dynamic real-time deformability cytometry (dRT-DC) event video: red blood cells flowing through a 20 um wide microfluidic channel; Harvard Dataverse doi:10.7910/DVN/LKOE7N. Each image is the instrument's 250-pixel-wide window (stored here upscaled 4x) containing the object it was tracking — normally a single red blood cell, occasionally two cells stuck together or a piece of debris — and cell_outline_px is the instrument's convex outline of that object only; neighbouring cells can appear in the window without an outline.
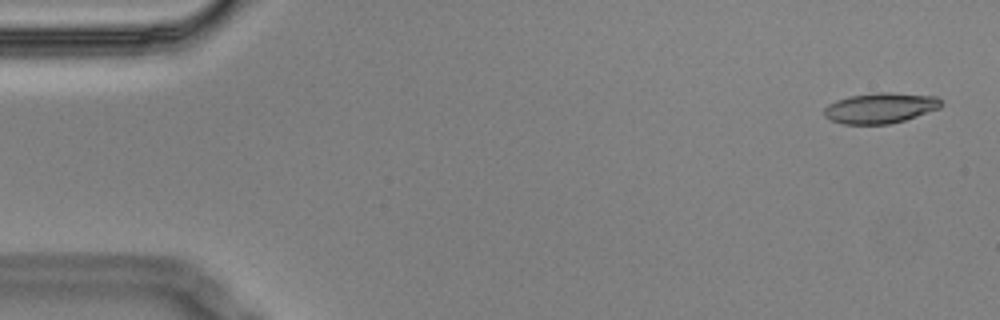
{"species": "Egyptian fruit bat (a non-hibernating species)", "species_latin": "Rousettus aegyptiacus", "temperature_condition": "cold", "stored_images_in_passage": 5, "camera_frame_rate_fps": 3000, "um_per_image_px": 0.085, "animal": {"sex": "male"}, "frame": {"image": 1, "passage_image": 1, "time_ms": 0.0, "image_size_px": [1000, 320], "cell_outline_px": [[944, 104], [940, 108], [904, 120], [888, 124], [844, 124], [832, 120], [824, 116], [824, 108], [828, 104], [836, 100], [848, 96], [876, 92], [892, 92], [936, 96]], "centroid_in_image_um": [74.83, 9.16], "position_along_channel_um": 10.2, "area_um2": 20.87}}
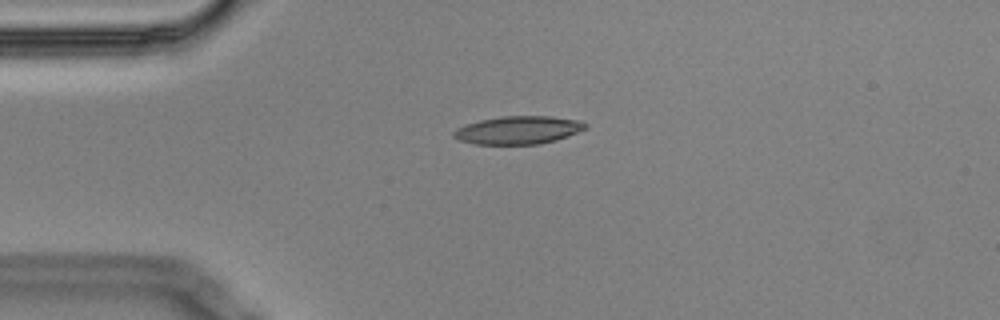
{"frame": {"image": 2, "passage_image": 4, "time_ms": 1.0, "image_size_px": [1000, 320], "cell_outline_px": [[588, 128], [568, 136], [556, 140], [540, 144], [476, 144], [460, 140], [452, 136], [452, 132], [456, 128], [480, 120], [504, 116], [552, 116], [580, 120], [588, 124]], "centroid_in_image_um": [44.09, 11.05], "position_along_channel_um": 40.9, "area_um2": 21.56}}